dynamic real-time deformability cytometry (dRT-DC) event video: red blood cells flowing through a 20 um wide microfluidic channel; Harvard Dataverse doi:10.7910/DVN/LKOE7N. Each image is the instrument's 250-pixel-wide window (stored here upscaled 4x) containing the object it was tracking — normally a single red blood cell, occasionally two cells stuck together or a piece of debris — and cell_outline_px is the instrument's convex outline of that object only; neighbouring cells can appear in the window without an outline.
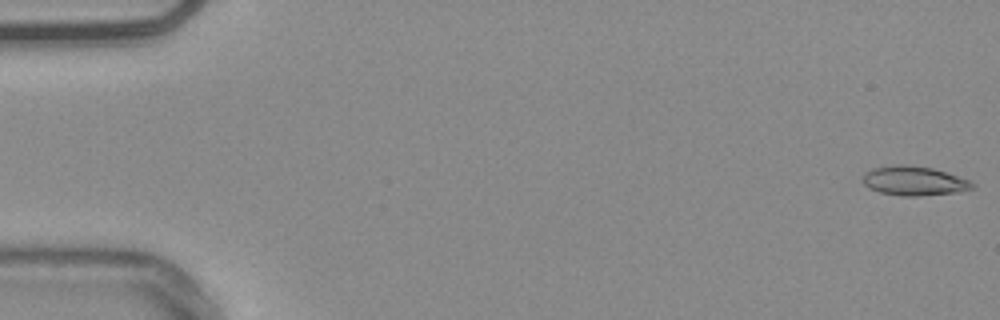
{"species": "common noctule bat (a hibernating species)", "species_latin": "Nyctalus noctula", "temperature_condition": "warm", "stored_images_in_passage": 54, "camera_frame_rate_fps": 3000, "um_per_image_px": 0.085, "animal": {"sex": "male", "body_mass_g": 20.4}, "frame": {"image": 1, "passage_image": 1, "time_ms": 0.0, "image_size_px": [1000, 320], "cell_outline_px": [[976, 184], [972, 188], [956, 192], [920, 196], [900, 196], [880, 192], [868, 188], [864, 184], [864, 172], [872, 168], [900, 164], [904, 164], [932, 168], [972, 180]], "centroid_in_image_um": [77.7, 15.37], "position_along_channel_um": 7.3, "area_um2": 18.73}}
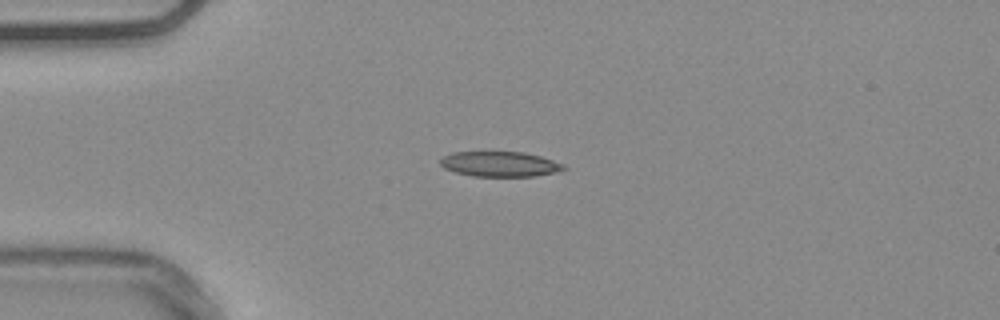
{"frame": {"image": 2, "passage_image": 14, "time_ms": 4.333, "image_size_px": [1000, 320], "cell_outline_px": [[568, 168], [556, 172], [532, 176], [472, 176], [456, 172], [444, 168], [440, 164], [440, 160], [444, 156], [452, 152], [488, 148], [524, 152], [540, 156], [564, 164]], "centroid_in_image_um": [42.44, 13.88], "position_along_channel_um": 42.6, "area_um2": 19.02}}
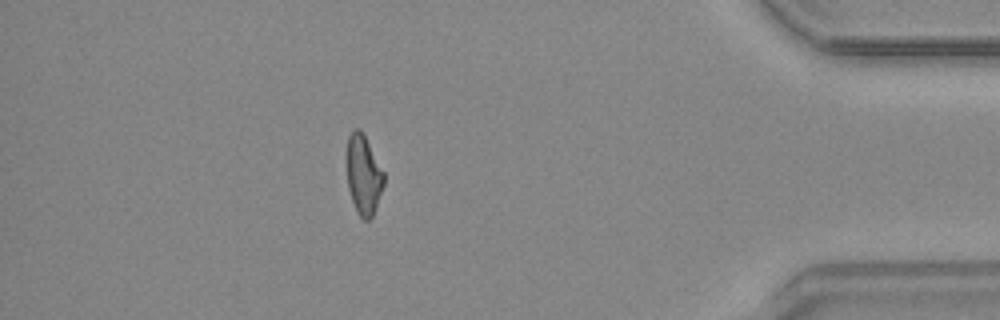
{"frame": {"image": 3, "passage_image": 48, "time_ms": 15.667, "image_size_px": [1000, 320], "cell_outline_px": [[384, 184], [372, 216], [368, 220], [364, 220], [356, 212], [348, 188], [344, 160], [344, 156], [348, 136], [356, 128], [360, 128], [384, 172]], "centroid_in_image_um": [30.84, 14.82], "position_along_channel_um": 404.4, "area_um2": 17.51}, "authors_computed_cell_mechanics": {"area_um2": 17.9758, "velocity_mm_per_s": 3.7799, "shape_relaxation_time_tau1_ms": null, "shape_relaxation_time_tau2_ms": 3.31, "deformation_change_tau1": null, "deformation_change_tau2": 0.1148}}